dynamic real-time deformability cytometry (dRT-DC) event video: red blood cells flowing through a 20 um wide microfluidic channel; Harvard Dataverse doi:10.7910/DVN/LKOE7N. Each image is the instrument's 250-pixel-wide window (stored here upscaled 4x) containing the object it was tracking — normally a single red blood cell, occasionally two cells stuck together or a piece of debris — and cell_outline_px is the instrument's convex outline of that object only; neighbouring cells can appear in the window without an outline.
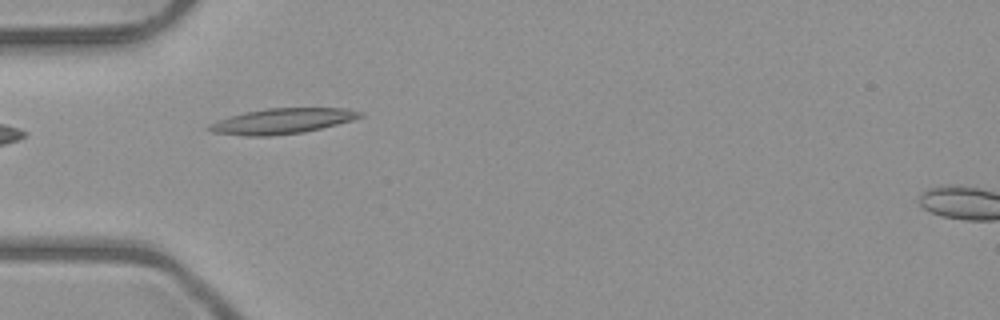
{"species": "common noctule bat (a hibernating species)", "species_latin": "Nyctalus noctula", "temperature_condition": "room temperature", "stored_images_in_passage": 6, "camera_frame_rate_fps": 3000, "um_per_image_px": 0.085, "animal": {"sex": "male", "body_mass_g": 23.1, "forearm_length_mm": 52.7}, "frame": {"image": 1, "passage_image": 1, "time_ms": 0.0, "image_size_px": [1000, 320], "cell_outline_px": [[364, 116], [352, 120], [304, 132], [268, 136], [244, 136], [212, 132], [204, 128], [208, 124], [244, 112], [268, 108], [348, 108], [364, 112]], "centroid_in_image_um": [23.99, 10.29], "position_along_channel_um": 61.0, "area_um2": 22.31}}